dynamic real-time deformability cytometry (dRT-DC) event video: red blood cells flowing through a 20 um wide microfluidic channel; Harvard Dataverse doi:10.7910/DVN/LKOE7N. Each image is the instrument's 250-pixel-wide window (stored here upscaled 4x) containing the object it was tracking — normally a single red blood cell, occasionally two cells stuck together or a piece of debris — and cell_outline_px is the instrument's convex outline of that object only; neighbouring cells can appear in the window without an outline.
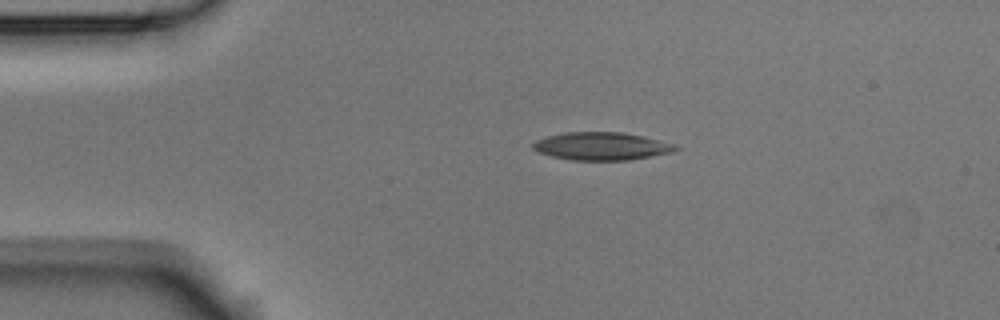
{"species": "Egyptian fruit bat (a non-hibernating species)", "species_latin": "Rousettus aegyptiacus", "temperature_condition": "room temperature", "stored_images_in_passage": 2, "camera_frame_rate_fps": 3000, "um_per_image_px": 0.085, "animal": {"sex": "male"}, "frame": {"image": 1, "passage_image": 1, "time_ms": 0.0, "image_size_px": [1000, 320], "cell_outline_px": [[680, 148], [672, 152], [628, 160], [572, 160], [552, 156], [540, 152], [532, 148], [532, 144], [536, 140], [548, 136], [564, 132], [624, 132], [644, 136], [672, 144]], "centroid_in_image_um": [51.11, 12.42], "position_along_channel_um": 33.9, "area_um2": 22.95}}